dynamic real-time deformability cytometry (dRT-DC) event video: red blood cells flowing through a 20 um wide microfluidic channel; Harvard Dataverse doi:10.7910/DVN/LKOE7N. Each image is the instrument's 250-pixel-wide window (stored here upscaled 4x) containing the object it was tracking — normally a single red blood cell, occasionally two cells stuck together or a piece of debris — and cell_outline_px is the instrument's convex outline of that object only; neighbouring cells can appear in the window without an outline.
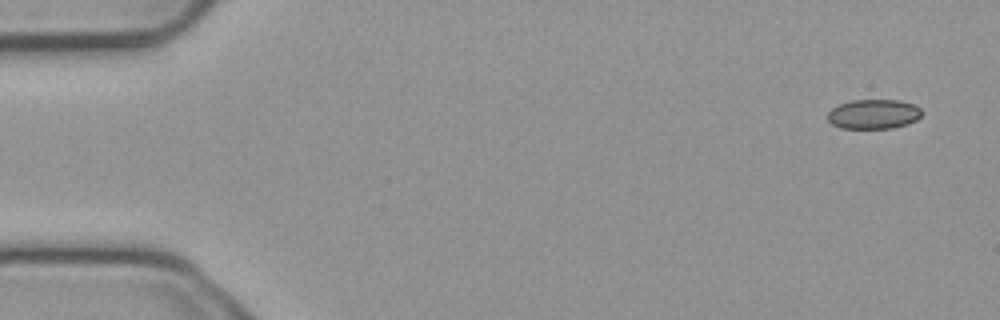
{"species": "common noctule bat (a hibernating species)", "species_latin": "Nyctalus noctula", "temperature_condition": "cold", "stored_images_in_passage": 4, "camera_frame_rate_fps": 3000, "um_per_image_px": 0.085, "animal": {"sex": "male", "body_mass_g": 23.1, "forearm_length_mm": 52.7}, "frame": {"image": 1, "passage_image": 1, "time_ms": 0.0, "image_size_px": [1000, 320], "cell_outline_px": [[920, 116], [916, 120], [908, 124], [892, 128], [840, 128], [832, 124], [828, 120], [828, 112], [832, 108], [840, 104], [852, 100], [900, 100], [912, 104], [920, 108]], "centroid_in_image_um": [74.24, 9.7], "position_along_channel_um": 10.8, "area_um2": 16.13}}
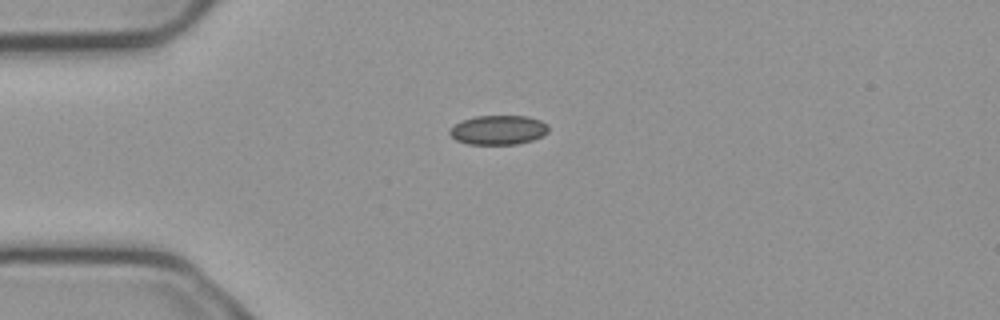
{"frame": {"image": 2, "passage_image": 4, "time_ms": 1.0, "image_size_px": [1000, 320], "cell_outline_px": [[548, 132], [532, 140], [516, 144], [468, 144], [456, 140], [448, 132], [456, 124], [464, 120], [476, 116], [528, 116], [540, 120], [548, 124]], "centroid_in_image_um": [42.38, 11.04], "position_along_channel_um": 42.6, "area_um2": 16.7}}